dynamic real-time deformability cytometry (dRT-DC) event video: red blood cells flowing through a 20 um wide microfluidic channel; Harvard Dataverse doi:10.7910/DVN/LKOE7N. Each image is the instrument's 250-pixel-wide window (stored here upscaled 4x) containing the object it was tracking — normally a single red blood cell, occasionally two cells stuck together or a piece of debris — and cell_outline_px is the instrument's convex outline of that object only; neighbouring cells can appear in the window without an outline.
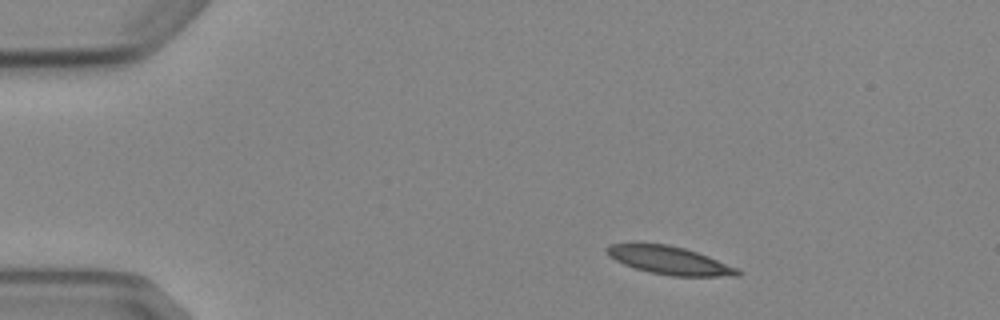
{"species": "Egyptian fruit bat (a non-hibernating species)", "species_latin": "Rousettus aegyptiacus", "temperature_condition": "cold", "stored_images_in_passage": 3, "camera_frame_rate_fps": 3000, "um_per_image_px": 0.085, "animal": {"sex": "female"}, "frame": {"image": 1, "passage_image": 1, "time_ms": 0.0, "image_size_px": [1000, 320], "cell_outline_px": [[744, 272], [740, 276], [672, 276], [648, 272], [624, 264], [608, 256], [604, 248], [608, 244], [668, 244], [684, 248], [708, 256], [736, 268]], "centroid_in_image_um": [56.9, 22.14], "position_along_channel_um": 28.1, "area_um2": 21.21}}